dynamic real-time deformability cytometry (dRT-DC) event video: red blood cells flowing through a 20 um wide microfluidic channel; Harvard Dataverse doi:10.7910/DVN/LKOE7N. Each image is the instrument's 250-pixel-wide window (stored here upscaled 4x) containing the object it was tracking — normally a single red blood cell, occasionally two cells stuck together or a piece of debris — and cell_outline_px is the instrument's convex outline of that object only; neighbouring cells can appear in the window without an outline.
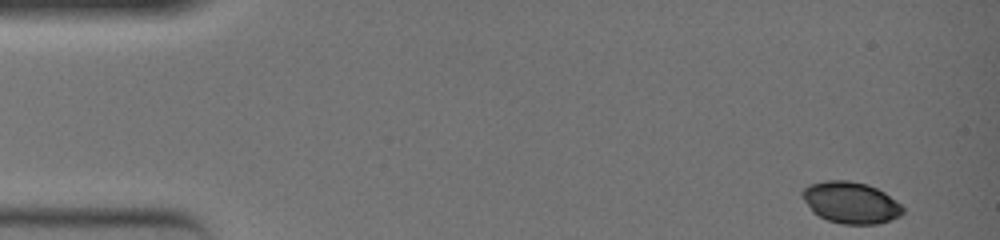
{"species": "common noctule bat (a hibernating species)", "species_latin": "Nyctalus noctula", "temperature_condition": "warm", "stored_images_in_passage": 46, "camera_frame_rate_fps": 3000, "um_per_image_px": 0.085, "animal": {"sex": "female", "body_mass_g": 19.0, "forearm_length_mm": 51.5}, "frame": {"image": 1, "passage_image": 1, "time_ms": 0.0, "image_size_px": [1000, 240], "cell_outline_px": [[904, 212], [900, 216], [876, 224], [840, 224], [828, 220], [812, 212], [800, 196], [800, 192], [808, 184], [824, 180], [848, 180], [868, 184], [884, 192], [896, 200], [904, 208]], "centroid_in_image_um": [72.28, 17.2], "position_along_channel_um": 12.7, "area_um2": 24.57}}
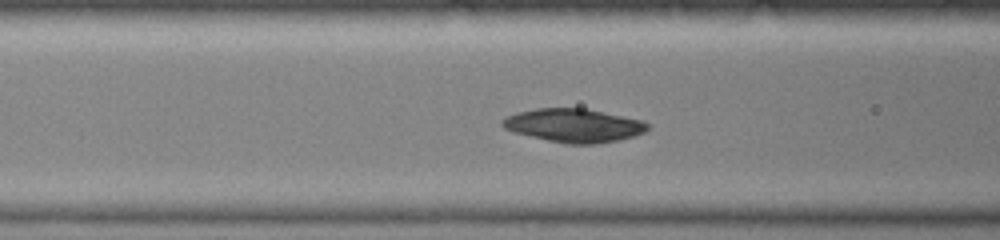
{"frame": {"image": 2, "passage_image": 19, "time_ms": 6.0, "image_size_px": [1000, 240], "cell_outline_px": [[648, 128], [644, 132], [632, 136], [616, 140], [596, 144], [564, 144], [512, 132], [504, 128], [500, 124], [500, 120], [516, 112], [536, 108], [584, 108], [644, 120], [648, 124]], "centroid_in_image_um": [48.73, 10.66], "position_along_channel_um": 117.9, "area_um2": 28.44}}
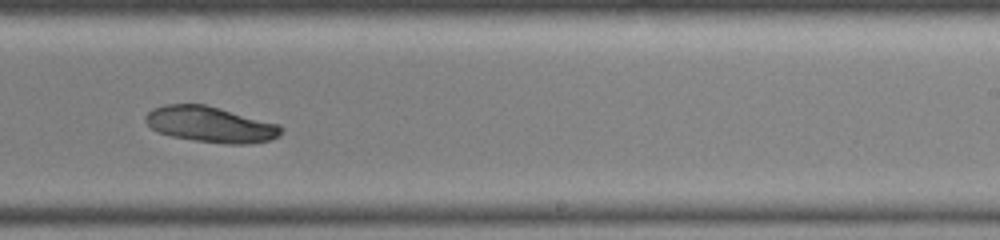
{"frame": {"image": 3, "passage_image": 31, "time_ms": 10.0, "image_size_px": [1000, 240], "cell_outline_px": [[284, 128], [280, 136], [268, 140], [252, 144], [224, 144], [196, 140], [172, 136], [156, 132], [144, 120], [144, 116], [152, 108], [164, 104], [204, 104], [220, 108], [280, 124]], "centroid_in_image_um": [17.91, 10.58], "position_along_channel_um": 271.1, "area_um2": 28.5}}